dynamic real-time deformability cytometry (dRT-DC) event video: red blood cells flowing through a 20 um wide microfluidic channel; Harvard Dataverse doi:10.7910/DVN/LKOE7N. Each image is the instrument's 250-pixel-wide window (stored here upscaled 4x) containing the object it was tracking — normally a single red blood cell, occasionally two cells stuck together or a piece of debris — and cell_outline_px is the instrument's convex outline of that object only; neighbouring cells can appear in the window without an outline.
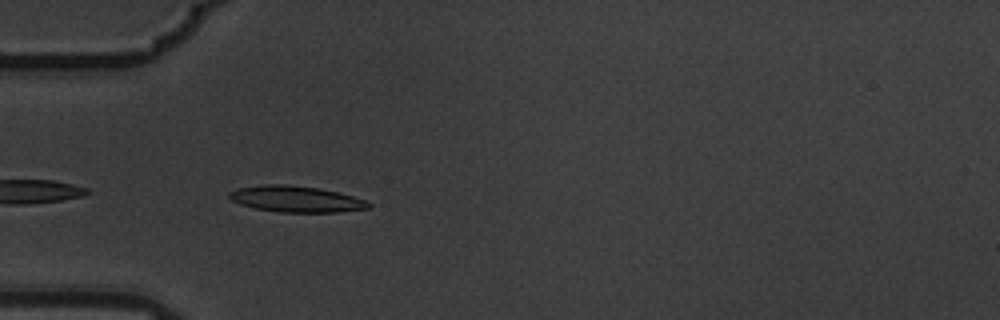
{"species": "common noctule bat (a hibernating species)", "species_latin": "Nyctalus noctula", "temperature_condition": "warm", "stored_images_in_passage": 4, "camera_frame_rate_fps": 3000, "um_per_image_px": 0.085, "animal": {"sex": "male", "body_mass_g": 19.5, "forearm_length_mm": 54.6}, "frame": {"image": 1, "passage_image": 4, "time_ms": 1.0, "image_size_px": [1000, 320], "cell_outline_px": [[372, 204], [368, 208], [336, 212], [280, 212], [256, 208], [240, 204], [232, 200], [228, 196], [228, 192], [236, 188], [264, 184], [284, 184], [316, 188], [336, 192], [368, 200]], "centroid_in_image_um": [25.14, 16.91], "position_along_channel_um": 59.9, "area_um2": 21.1}}